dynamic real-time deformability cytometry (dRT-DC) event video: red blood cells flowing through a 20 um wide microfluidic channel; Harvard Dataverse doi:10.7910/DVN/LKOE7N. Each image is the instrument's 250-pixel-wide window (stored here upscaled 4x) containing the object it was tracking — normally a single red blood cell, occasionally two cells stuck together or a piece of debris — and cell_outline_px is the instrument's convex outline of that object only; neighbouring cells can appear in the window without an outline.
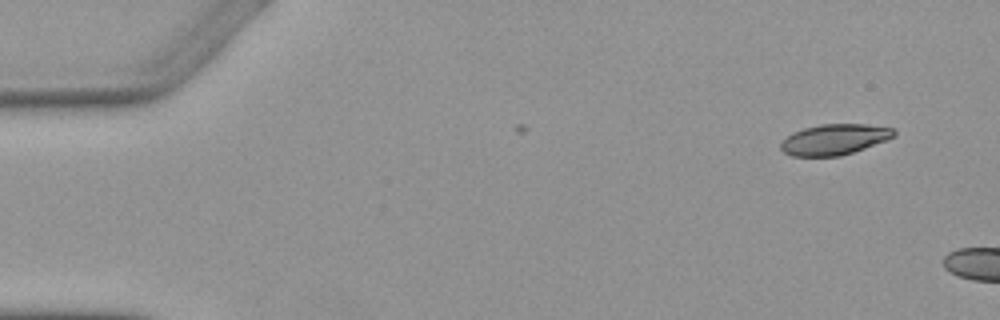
{"species": "Egyptian fruit bat (a non-hibernating species)", "species_latin": "Rousettus aegyptiacus", "temperature_condition": "warm", "stored_images_in_passage": 2, "camera_frame_rate_fps": 3000, "um_per_image_px": 0.085, "animal": {"sex": "female"}, "frame": {"image": 1, "passage_image": 1, "time_ms": 0.0, "image_size_px": [1000, 320], "cell_outline_px": [[896, 136], [864, 148], [840, 156], [792, 156], [784, 152], [780, 148], [780, 144], [792, 132], [804, 128], [820, 124], [868, 124], [892, 128], [896, 132]], "centroid_in_image_um": [70.92, 11.84], "position_along_channel_um": 14.1, "area_um2": 20.11}}